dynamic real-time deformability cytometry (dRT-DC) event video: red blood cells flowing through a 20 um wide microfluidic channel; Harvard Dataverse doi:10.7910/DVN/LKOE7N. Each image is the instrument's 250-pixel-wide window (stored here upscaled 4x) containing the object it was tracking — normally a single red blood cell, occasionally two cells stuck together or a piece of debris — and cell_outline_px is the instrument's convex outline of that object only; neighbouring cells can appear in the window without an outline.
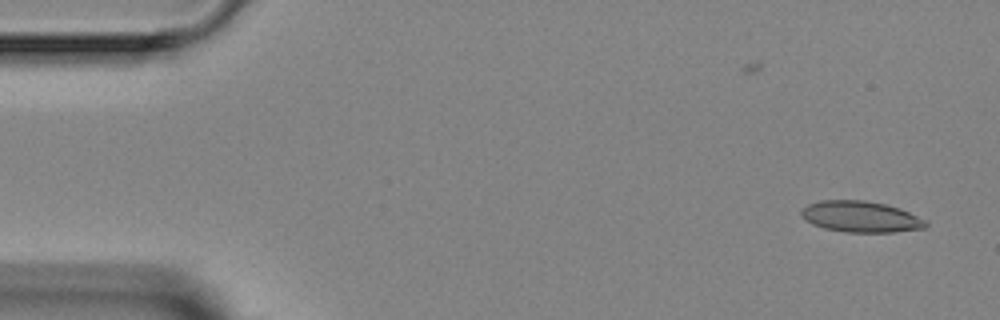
{"species": "Egyptian fruit bat (a non-hibernating species)", "species_latin": "Rousettus aegyptiacus", "temperature_condition": "room temperature", "stored_images_in_passage": 6, "camera_frame_rate_fps": 3000, "um_per_image_px": 0.085, "animal": {"sex": "female"}, "frame": {"image": 1, "passage_image": 2, "time_ms": 1.333, "image_size_px": [1000, 320], "cell_outline_px": [[928, 224], [924, 228], [896, 232], [844, 232], [824, 228], [812, 224], [800, 212], [808, 204], [820, 200], [864, 200], [884, 204], [900, 208], [924, 220]], "centroid_in_image_um": [73.16, 18.42], "position_along_channel_um": 11.8, "area_um2": 22.31}}
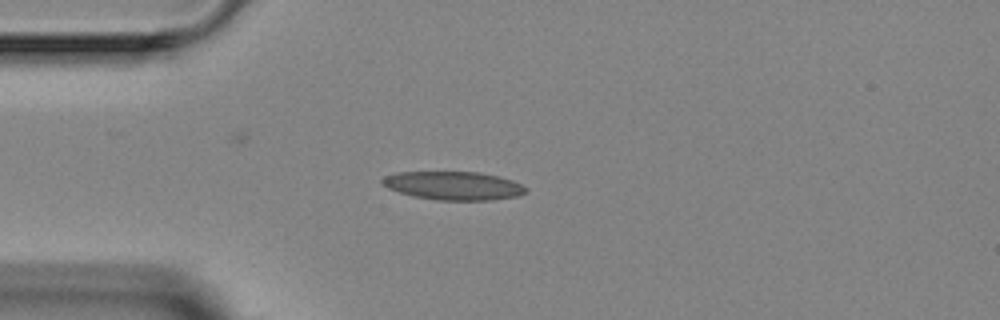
{"frame": {"image": 2, "passage_image": 5, "time_ms": 4.667, "image_size_px": [1000, 320], "cell_outline_px": [[528, 192], [516, 196], [488, 200], [436, 200], [412, 196], [388, 188], [380, 180], [384, 176], [396, 172], [480, 172], [512, 180], [528, 188]], "centroid_in_image_um": [38.54, 15.78], "position_along_channel_um": 46.5, "area_um2": 23.7}}